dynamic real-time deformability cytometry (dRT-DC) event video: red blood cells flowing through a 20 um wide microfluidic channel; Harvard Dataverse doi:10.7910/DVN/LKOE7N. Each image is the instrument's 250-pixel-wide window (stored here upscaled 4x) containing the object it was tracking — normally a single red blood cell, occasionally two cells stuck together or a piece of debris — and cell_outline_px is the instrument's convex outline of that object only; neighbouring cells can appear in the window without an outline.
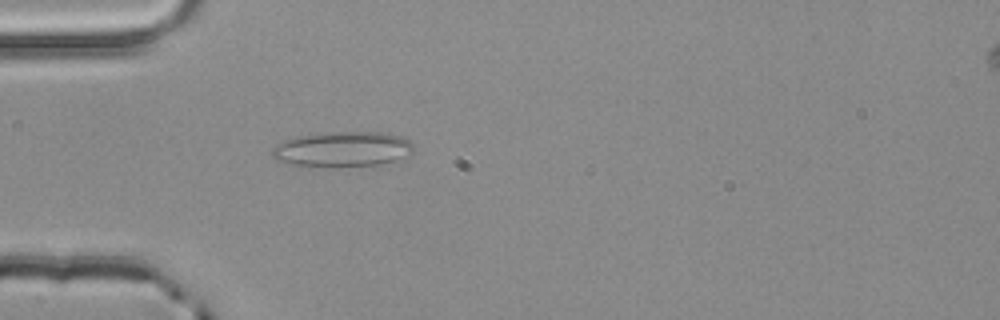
{"species": "common noctule bat (a hibernating species)", "species_latin": "Nyctalus noctula", "temperature_condition": "room temperature", "stored_images_in_passage": 1, "camera_frame_rate_fps": 3000, "um_per_image_px": 0.085, "animal": {"sex": "male", "body_mass_g": 20.4}, "frame": {"image": 1, "passage_image": 1, "time_ms": 0.0, "image_size_px": [1000, 320], "cell_outline_px": [[412, 152], [408, 156], [396, 160], [376, 164], [288, 164], [276, 160], [272, 156], [272, 148], [296, 136], [328, 132], [388, 132], [400, 136], [408, 140], [412, 144]], "centroid_in_image_um": [29.16, 12.63], "position_along_channel_um": 55.8, "area_um2": 27.92}}